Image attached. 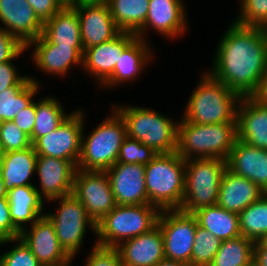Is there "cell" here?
Wrapping results in <instances>:
<instances>
[{"label":"cell","instance_id":"obj_1","mask_svg":"<svg viewBox=\"0 0 267 266\" xmlns=\"http://www.w3.org/2000/svg\"><path fill=\"white\" fill-rule=\"evenodd\" d=\"M216 46L212 68L206 72L241 98L254 97L267 70L264 28L232 21Z\"/></svg>","mask_w":267,"mask_h":266},{"label":"cell","instance_id":"obj_2","mask_svg":"<svg viewBox=\"0 0 267 266\" xmlns=\"http://www.w3.org/2000/svg\"><path fill=\"white\" fill-rule=\"evenodd\" d=\"M238 140L237 122L178 123L176 152L185 160L217 158L226 160Z\"/></svg>","mask_w":267,"mask_h":266},{"label":"cell","instance_id":"obj_3","mask_svg":"<svg viewBox=\"0 0 267 266\" xmlns=\"http://www.w3.org/2000/svg\"><path fill=\"white\" fill-rule=\"evenodd\" d=\"M185 107L182 119L195 124L237 122L241 97L207 72L201 74Z\"/></svg>","mask_w":267,"mask_h":266},{"label":"cell","instance_id":"obj_4","mask_svg":"<svg viewBox=\"0 0 267 266\" xmlns=\"http://www.w3.org/2000/svg\"><path fill=\"white\" fill-rule=\"evenodd\" d=\"M186 161L175 151L157 154L145 165L149 204L163 210H179L185 192Z\"/></svg>","mask_w":267,"mask_h":266},{"label":"cell","instance_id":"obj_5","mask_svg":"<svg viewBox=\"0 0 267 266\" xmlns=\"http://www.w3.org/2000/svg\"><path fill=\"white\" fill-rule=\"evenodd\" d=\"M126 125L127 137L140 141L157 154L175 152L178 123L151 108L115 105Z\"/></svg>","mask_w":267,"mask_h":266},{"label":"cell","instance_id":"obj_6","mask_svg":"<svg viewBox=\"0 0 267 266\" xmlns=\"http://www.w3.org/2000/svg\"><path fill=\"white\" fill-rule=\"evenodd\" d=\"M106 117L86 137L84 128L81 152L77 169L84 171H106L117 163L121 145L127 137L126 125L121 115L113 108Z\"/></svg>","mask_w":267,"mask_h":266},{"label":"cell","instance_id":"obj_7","mask_svg":"<svg viewBox=\"0 0 267 266\" xmlns=\"http://www.w3.org/2000/svg\"><path fill=\"white\" fill-rule=\"evenodd\" d=\"M160 210L150 204L116 205L96 224V245L117 247L125 240L150 231L157 225Z\"/></svg>","mask_w":267,"mask_h":266},{"label":"cell","instance_id":"obj_8","mask_svg":"<svg viewBox=\"0 0 267 266\" xmlns=\"http://www.w3.org/2000/svg\"><path fill=\"white\" fill-rule=\"evenodd\" d=\"M226 160L217 158L191 159L185 165V192L179 210L193 214L216 205Z\"/></svg>","mask_w":267,"mask_h":266},{"label":"cell","instance_id":"obj_9","mask_svg":"<svg viewBox=\"0 0 267 266\" xmlns=\"http://www.w3.org/2000/svg\"><path fill=\"white\" fill-rule=\"evenodd\" d=\"M52 201L59 203L57 212H45V215L53 223L60 245L70 256L75 257L84 243L87 228L96 234V224L73 194L49 202Z\"/></svg>","mask_w":267,"mask_h":266},{"label":"cell","instance_id":"obj_10","mask_svg":"<svg viewBox=\"0 0 267 266\" xmlns=\"http://www.w3.org/2000/svg\"><path fill=\"white\" fill-rule=\"evenodd\" d=\"M157 224L163 235L165 259L191 266L192 248L198 225L196 217L181 210H163L159 214Z\"/></svg>","mask_w":267,"mask_h":266},{"label":"cell","instance_id":"obj_11","mask_svg":"<svg viewBox=\"0 0 267 266\" xmlns=\"http://www.w3.org/2000/svg\"><path fill=\"white\" fill-rule=\"evenodd\" d=\"M83 112L81 109L72 111L56 130L38 138L32 144L36 154L72 161L77 166L85 127Z\"/></svg>","mask_w":267,"mask_h":266},{"label":"cell","instance_id":"obj_12","mask_svg":"<svg viewBox=\"0 0 267 266\" xmlns=\"http://www.w3.org/2000/svg\"><path fill=\"white\" fill-rule=\"evenodd\" d=\"M72 194L84 205L95 224L117 205L106 171L77 169Z\"/></svg>","mask_w":267,"mask_h":266},{"label":"cell","instance_id":"obj_13","mask_svg":"<svg viewBox=\"0 0 267 266\" xmlns=\"http://www.w3.org/2000/svg\"><path fill=\"white\" fill-rule=\"evenodd\" d=\"M77 166L64 159L37 155L36 175L40 187L35 188L44 201H51L73 193Z\"/></svg>","mask_w":267,"mask_h":266},{"label":"cell","instance_id":"obj_14","mask_svg":"<svg viewBox=\"0 0 267 266\" xmlns=\"http://www.w3.org/2000/svg\"><path fill=\"white\" fill-rule=\"evenodd\" d=\"M185 8L183 0H149L145 24L136 33V37L146 41L145 34L149 28L166 39L182 37L188 29Z\"/></svg>","mask_w":267,"mask_h":266},{"label":"cell","instance_id":"obj_15","mask_svg":"<svg viewBox=\"0 0 267 266\" xmlns=\"http://www.w3.org/2000/svg\"><path fill=\"white\" fill-rule=\"evenodd\" d=\"M106 173L117 205L149 204L145 165L117 162Z\"/></svg>","mask_w":267,"mask_h":266},{"label":"cell","instance_id":"obj_16","mask_svg":"<svg viewBox=\"0 0 267 266\" xmlns=\"http://www.w3.org/2000/svg\"><path fill=\"white\" fill-rule=\"evenodd\" d=\"M0 22L3 29L24 46L39 38L44 23L27 0H0Z\"/></svg>","mask_w":267,"mask_h":266},{"label":"cell","instance_id":"obj_17","mask_svg":"<svg viewBox=\"0 0 267 266\" xmlns=\"http://www.w3.org/2000/svg\"><path fill=\"white\" fill-rule=\"evenodd\" d=\"M84 50L112 40L121 31L114 23L108 4H75Z\"/></svg>","mask_w":267,"mask_h":266},{"label":"cell","instance_id":"obj_18","mask_svg":"<svg viewBox=\"0 0 267 266\" xmlns=\"http://www.w3.org/2000/svg\"><path fill=\"white\" fill-rule=\"evenodd\" d=\"M29 228L26 227L19 237L42 266L57 264L71 257L58 242L54 225L46 215L39 217Z\"/></svg>","mask_w":267,"mask_h":266},{"label":"cell","instance_id":"obj_19","mask_svg":"<svg viewBox=\"0 0 267 266\" xmlns=\"http://www.w3.org/2000/svg\"><path fill=\"white\" fill-rule=\"evenodd\" d=\"M34 46L32 59L38 69L46 74L64 76L72 66L83 65V47L51 44L43 35L26 46Z\"/></svg>","mask_w":267,"mask_h":266},{"label":"cell","instance_id":"obj_20","mask_svg":"<svg viewBox=\"0 0 267 266\" xmlns=\"http://www.w3.org/2000/svg\"><path fill=\"white\" fill-rule=\"evenodd\" d=\"M136 37V34L120 32L112 40L91 46L83 53V70L90 73L103 85L113 74L116 63L124 48Z\"/></svg>","mask_w":267,"mask_h":266},{"label":"cell","instance_id":"obj_21","mask_svg":"<svg viewBox=\"0 0 267 266\" xmlns=\"http://www.w3.org/2000/svg\"><path fill=\"white\" fill-rule=\"evenodd\" d=\"M123 266H155L165 259L163 235L157 224L150 231L115 247Z\"/></svg>","mask_w":267,"mask_h":266},{"label":"cell","instance_id":"obj_22","mask_svg":"<svg viewBox=\"0 0 267 266\" xmlns=\"http://www.w3.org/2000/svg\"><path fill=\"white\" fill-rule=\"evenodd\" d=\"M236 120L238 140L267 150V105L255 97H242Z\"/></svg>","mask_w":267,"mask_h":266},{"label":"cell","instance_id":"obj_23","mask_svg":"<svg viewBox=\"0 0 267 266\" xmlns=\"http://www.w3.org/2000/svg\"><path fill=\"white\" fill-rule=\"evenodd\" d=\"M226 166L232 173L251 180L267 192V150L237 140L226 159Z\"/></svg>","mask_w":267,"mask_h":266},{"label":"cell","instance_id":"obj_24","mask_svg":"<svg viewBox=\"0 0 267 266\" xmlns=\"http://www.w3.org/2000/svg\"><path fill=\"white\" fill-rule=\"evenodd\" d=\"M148 41L135 37L122 51L118 63H116L112 76L102 85V87L121 86L140 77V73L153 59ZM147 64V65H146Z\"/></svg>","mask_w":267,"mask_h":266},{"label":"cell","instance_id":"obj_25","mask_svg":"<svg viewBox=\"0 0 267 266\" xmlns=\"http://www.w3.org/2000/svg\"><path fill=\"white\" fill-rule=\"evenodd\" d=\"M264 194L265 192L257 184L226 168L221 179L216 205L227 211L240 214Z\"/></svg>","mask_w":267,"mask_h":266},{"label":"cell","instance_id":"obj_26","mask_svg":"<svg viewBox=\"0 0 267 266\" xmlns=\"http://www.w3.org/2000/svg\"><path fill=\"white\" fill-rule=\"evenodd\" d=\"M35 188L36 186H19L7 192L11 221L20 233L25 230L27 223L31 226L45 215V201Z\"/></svg>","mask_w":267,"mask_h":266},{"label":"cell","instance_id":"obj_27","mask_svg":"<svg viewBox=\"0 0 267 266\" xmlns=\"http://www.w3.org/2000/svg\"><path fill=\"white\" fill-rule=\"evenodd\" d=\"M36 161L37 154L33 146L2 154L0 171L7 192L19 186H35L31 179L36 173Z\"/></svg>","mask_w":267,"mask_h":266},{"label":"cell","instance_id":"obj_28","mask_svg":"<svg viewBox=\"0 0 267 266\" xmlns=\"http://www.w3.org/2000/svg\"><path fill=\"white\" fill-rule=\"evenodd\" d=\"M42 35L58 46L83 47L77 10L63 6L52 18L44 22Z\"/></svg>","mask_w":267,"mask_h":266},{"label":"cell","instance_id":"obj_29","mask_svg":"<svg viewBox=\"0 0 267 266\" xmlns=\"http://www.w3.org/2000/svg\"><path fill=\"white\" fill-rule=\"evenodd\" d=\"M198 225L223 240L241 235L238 214L227 211L218 205L207 206L193 213Z\"/></svg>","mask_w":267,"mask_h":266},{"label":"cell","instance_id":"obj_30","mask_svg":"<svg viewBox=\"0 0 267 266\" xmlns=\"http://www.w3.org/2000/svg\"><path fill=\"white\" fill-rule=\"evenodd\" d=\"M108 6L118 29L136 34L145 24L149 0H110Z\"/></svg>","mask_w":267,"mask_h":266},{"label":"cell","instance_id":"obj_31","mask_svg":"<svg viewBox=\"0 0 267 266\" xmlns=\"http://www.w3.org/2000/svg\"><path fill=\"white\" fill-rule=\"evenodd\" d=\"M39 89V81L30 76L21 87H10L0 92V122L12 121L22 109L34 101Z\"/></svg>","mask_w":267,"mask_h":266},{"label":"cell","instance_id":"obj_32","mask_svg":"<svg viewBox=\"0 0 267 266\" xmlns=\"http://www.w3.org/2000/svg\"><path fill=\"white\" fill-rule=\"evenodd\" d=\"M70 114L64 111L63 105L53 96L36 101L35 124L29 137L31 143L56 130Z\"/></svg>","mask_w":267,"mask_h":266},{"label":"cell","instance_id":"obj_33","mask_svg":"<svg viewBox=\"0 0 267 266\" xmlns=\"http://www.w3.org/2000/svg\"><path fill=\"white\" fill-rule=\"evenodd\" d=\"M238 218L242 236L254 243L267 239V195L251 203Z\"/></svg>","mask_w":267,"mask_h":266},{"label":"cell","instance_id":"obj_34","mask_svg":"<svg viewBox=\"0 0 267 266\" xmlns=\"http://www.w3.org/2000/svg\"><path fill=\"white\" fill-rule=\"evenodd\" d=\"M253 258L254 242L240 235L222 241L210 266H247Z\"/></svg>","mask_w":267,"mask_h":266},{"label":"cell","instance_id":"obj_35","mask_svg":"<svg viewBox=\"0 0 267 266\" xmlns=\"http://www.w3.org/2000/svg\"><path fill=\"white\" fill-rule=\"evenodd\" d=\"M222 240L197 225L191 255V266H210Z\"/></svg>","mask_w":267,"mask_h":266},{"label":"cell","instance_id":"obj_36","mask_svg":"<svg viewBox=\"0 0 267 266\" xmlns=\"http://www.w3.org/2000/svg\"><path fill=\"white\" fill-rule=\"evenodd\" d=\"M11 242L13 244L16 242V246L10 248L9 251H3L4 253L0 255V266H42L20 237L2 240L0 245Z\"/></svg>","mask_w":267,"mask_h":266},{"label":"cell","instance_id":"obj_37","mask_svg":"<svg viewBox=\"0 0 267 266\" xmlns=\"http://www.w3.org/2000/svg\"><path fill=\"white\" fill-rule=\"evenodd\" d=\"M240 13L234 22L241 26L262 27L267 25V0H241Z\"/></svg>","mask_w":267,"mask_h":266},{"label":"cell","instance_id":"obj_38","mask_svg":"<svg viewBox=\"0 0 267 266\" xmlns=\"http://www.w3.org/2000/svg\"><path fill=\"white\" fill-rule=\"evenodd\" d=\"M32 146L30 138L12 121L0 122V152L25 150Z\"/></svg>","mask_w":267,"mask_h":266},{"label":"cell","instance_id":"obj_39","mask_svg":"<svg viewBox=\"0 0 267 266\" xmlns=\"http://www.w3.org/2000/svg\"><path fill=\"white\" fill-rule=\"evenodd\" d=\"M156 155L157 153L147 145L126 137L121 145L117 162L147 165Z\"/></svg>","mask_w":267,"mask_h":266},{"label":"cell","instance_id":"obj_40","mask_svg":"<svg viewBox=\"0 0 267 266\" xmlns=\"http://www.w3.org/2000/svg\"><path fill=\"white\" fill-rule=\"evenodd\" d=\"M85 266H123L116 248L94 245L87 255Z\"/></svg>","mask_w":267,"mask_h":266},{"label":"cell","instance_id":"obj_41","mask_svg":"<svg viewBox=\"0 0 267 266\" xmlns=\"http://www.w3.org/2000/svg\"><path fill=\"white\" fill-rule=\"evenodd\" d=\"M26 50V46L0 26V63L16 60Z\"/></svg>","mask_w":267,"mask_h":266},{"label":"cell","instance_id":"obj_42","mask_svg":"<svg viewBox=\"0 0 267 266\" xmlns=\"http://www.w3.org/2000/svg\"><path fill=\"white\" fill-rule=\"evenodd\" d=\"M13 61L0 63V92L10 87H21L30 78L28 75H20Z\"/></svg>","mask_w":267,"mask_h":266},{"label":"cell","instance_id":"obj_43","mask_svg":"<svg viewBox=\"0 0 267 266\" xmlns=\"http://www.w3.org/2000/svg\"><path fill=\"white\" fill-rule=\"evenodd\" d=\"M20 232L13 226L7 198H0V241L18 238Z\"/></svg>","mask_w":267,"mask_h":266},{"label":"cell","instance_id":"obj_44","mask_svg":"<svg viewBox=\"0 0 267 266\" xmlns=\"http://www.w3.org/2000/svg\"><path fill=\"white\" fill-rule=\"evenodd\" d=\"M27 2L43 23L63 7L59 0H27Z\"/></svg>","mask_w":267,"mask_h":266},{"label":"cell","instance_id":"obj_45","mask_svg":"<svg viewBox=\"0 0 267 266\" xmlns=\"http://www.w3.org/2000/svg\"><path fill=\"white\" fill-rule=\"evenodd\" d=\"M36 118V102L33 101L29 106L22 109L12 120L16 126L29 137L32 135Z\"/></svg>","mask_w":267,"mask_h":266},{"label":"cell","instance_id":"obj_46","mask_svg":"<svg viewBox=\"0 0 267 266\" xmlns=\"http://www.w3.org/2000/svg\"><path fill=\"white\" fill-rule=\"evenodd\" d=\"M256 266H267V239L254 243V258Z\"/></svg>","mask_w":267,"mask_h":266},{"label":"cell","instance_id":"obj_47","mask_svg":"<svg viewBox=\"0 0 267 266\" xmlns=\"http://www.w3.org/2000/svg\"><path fill=\"white\" fill-rule=\"evenodd\" d=\"M254 97L262 104L267 105V70L263 75L261 86Z\"/></svg>","mask_w":267,"mask_h":266},{"label":"cell","instance_id":"obj_48","mask_svg":"<svg viewBox=\"0 0 267 266\" xmlns=\"http://www.w3.org/2000/svg\"><path fill=\"white\" fill-rule=\"evenodd\" d=\"M155 266H190L188 264H185L183 262L180 261H174V260H161L160 262H158Z\"/></svg>","mask_w":267,"mask_h":266},{"label":"cell","instance_id":"obj_49","mask_svg":"<svg viewBox=\"0 0 267 266\" xmlns=\"http://www.w3.org/2000/svg\"><path fill=\"white\" fill-rule=\"evenodd\" d=\"M110 0H78L77 4H108Z\"/></svg>","mask_w":267,"mask_h":266},{"label":"cell","instance_id":"obj_50","mask_svg":"<svg viewBox=\"0 0 267 266\" xmlns=\"http://www.w3.org/2000/svg\"><path fill=\"white\" fill-rule=\"evenodd\" d=\"M0 198H7V191L4 187V180L0 171Z\"/></svg>","mask_w":267,"mask_h":266},{"label":"cell","instance_id":"obj_51","mask_svg":"<svg viewBox=\"0 0 267 266\" xmlns=\"http://www.w3.org/2000/svg\"><path fill=\"white\" fill-rule=\"evenodd\" d=\"M74 257H70L68 260L57 263V264H53V265H46V266H71V264H73Z\"/></svg>","mask_w":267,"mask_h":266},{"label":"cell","instance_id":"obj_52","mask_svg":"<svg viewBox=\"0 0 267 266\" xmlns=\"http://www.w3.org/2000/svg\"><path fill=\"white\" fill-rule=\"evenodd\" d=\"M63 6H73L77 4L78 0H59Z\"/></svg>","mask_w":267,"mask_h":266},{"label":"cell","instance_id":"obj_53","mask_svg":"<svg viewBox=\"0 0 267 266\" xmlns=\"http://www.w3.org/2000/svg\"><path fill=\"white\" fill-rule=\"evenodd\" d=\"M264 31H265V34H266V37H267V25L264 27Z\"/></svg>","mask_w":267,"mask_h":266},{"label":"cell","instance_id":"obj_54","mask_svg":"<svg viewBox=\"0 0 267 266\" xmlns=\"http://www.w3.org/2000/svg\"><path fill=\"white\" fill-rule=\"evenodd\" d=\"M247 266H256L254 261L250 264V265H247Z\"/></svg>","mask_w":267,"mask_h":266},{"label":"cell","instance_id":"obj_55","mask_svg":"<svg viewBox=\"0 0 267 266\" xmlns=\"http://www.w3.org/2000/svg\"><path fill=\"white\" fill-rule=\"evenodd\" d=\"M1 157H2V153L0 152V166H1Z\"/></svg>","mask_w":267,"mask_h":266}]
</instances>
